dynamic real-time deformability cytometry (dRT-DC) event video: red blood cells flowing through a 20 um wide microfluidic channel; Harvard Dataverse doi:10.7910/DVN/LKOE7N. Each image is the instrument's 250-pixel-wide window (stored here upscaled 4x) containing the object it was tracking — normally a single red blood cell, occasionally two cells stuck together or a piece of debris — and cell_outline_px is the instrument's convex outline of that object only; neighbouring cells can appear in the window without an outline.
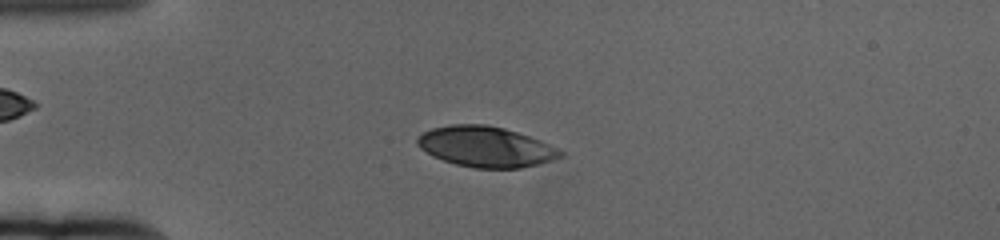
{"species": "human", "species_latin": "Homo sapiens", "temperature_condition": "cold", "stored_images_in_passage": 60, "camera_frame_rate_fps": 3000, "um_per_image_px": 0.085, "donor": {"sex": "female"}, "frame": {"image": 1, "passage_image": 15, "time_ms": 4.667, "image_size_px": [1000, 240], "cell_outline_px": [[564, 156], [552, 160], [520, 168], [476, 168], [456, 164], [432, 156], [420, 148], [416, 144], [416, 140], [424, 132], [432, 128], [452, 124], [484, 124], [504, 128], [528, 136], [548, 144], [564, 152]], "centroid_in_image_um": [41.27, 12.47], "position_along_channel_um": 43.7, "area_um2": 33.47}}
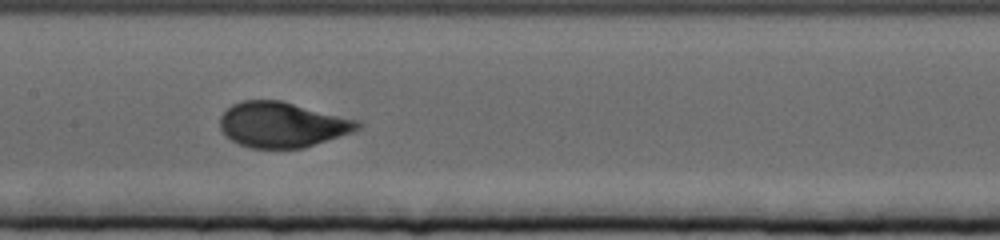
{"frame": {"image": 2, "passage_image": 30, "time_ms": 9.667, "image_size_px": [1000, 240], "cell_outline_px": [[364, 124], [360, 128], [304, 148], [248, 148], [232, 140], [220, 128], [220, 116], [232, 104], [244, 100], [280, 100], [360, 120]], "centroid_in_image_um": [23.99, 10.59], "position_along_channel_um": 183.4, "area_um2": 36.13}}
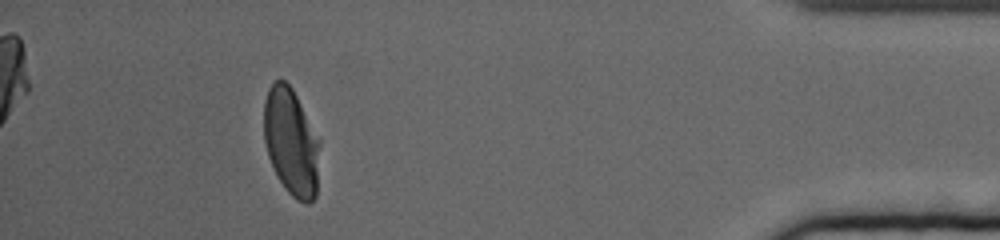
{"frame": {"image": 3, "passage_image": 55, "time_ms": 18.0, "image_size_px": [1000, 240], "cell_outline_px": [[320, 144], [316, 196], [308, 204], [304, 204], [296, 200], [284, 188], [268, 156], [264, 140], [264, 100], [268, 88], [276, 80], [284, 80], [292, 88], [320, 140]], "centroid_in_image_um": [24.75, 12.08], "position_along_channel_um": 410.4, "area_um2": 34.91}, "authors_computed_cell_mechanics": {"area_um2": 35.547, "velocity_mm_per_s": 3.3324, "shape_relaxation_time_tau1_ms": 3.24, "shape_relaxation_time_tau2_ms": null, "deformation_change_tau1": 0.1743, "deformation_change_tau2": null}}